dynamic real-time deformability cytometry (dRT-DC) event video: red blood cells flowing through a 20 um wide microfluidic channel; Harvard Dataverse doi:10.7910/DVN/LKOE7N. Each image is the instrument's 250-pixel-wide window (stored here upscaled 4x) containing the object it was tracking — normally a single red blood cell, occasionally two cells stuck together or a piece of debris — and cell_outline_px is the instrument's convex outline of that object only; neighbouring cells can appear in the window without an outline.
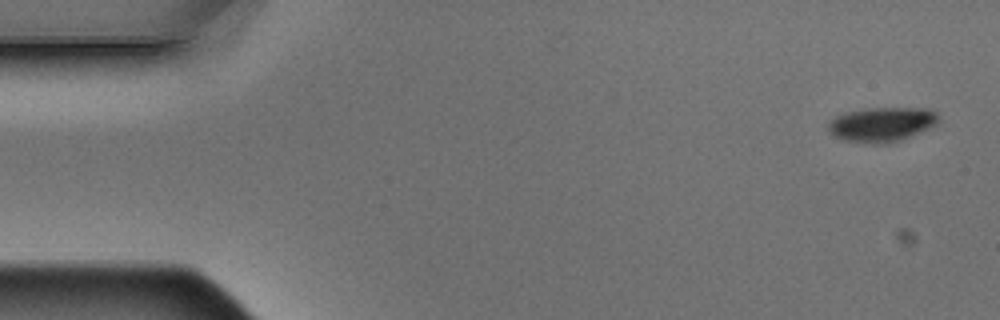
{"species": "Egyptian fruit bat (a non-hibernating species)", "species_latin": "Rousettus aegyptiacus", "temperature_condition": "warm", "stored_images_in_passage": 4, "camera_frame_rate_fps": 3000, "um_per_image_px": 0.085, "animal": {"sex": "male"}, "frame": {"image": 1, "passage_image": 1, "time_ms": 0.0, "image_size_px": [1000, 320], "cell_outline_px": [[940, 120], [936, 124], [920, 132], [900, 140], [888, 144], [864, 144], [844, 140], [832, 136], [828, 132], [828, 124], [836, 116], [848, 112], [872, 108], [928, 108], [936, 112]], "centroid_in_image_um": [74.94, 10.59], "position_along_channel_um": 10.1, "area_um2": 22.31}}
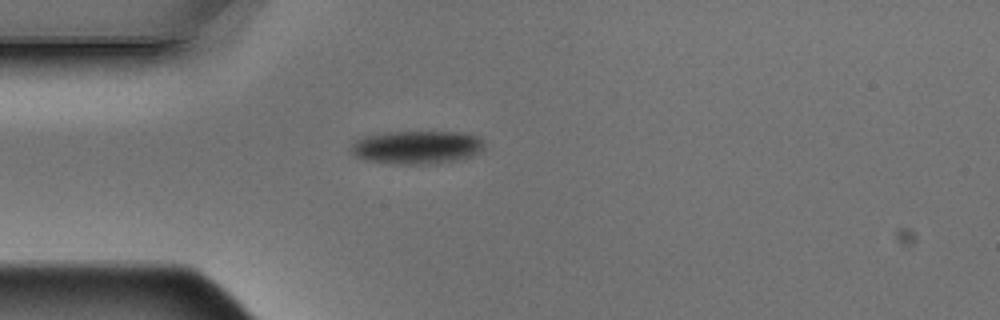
{"frame": {"image": 2, "passage_image": 4, "time_ms": 1.0, "image_size_px": [1000, 320], "cell_outline_px": [[484, 148], [472, 156], [440, 164], [392, 164], [368, 160], [356, 156], [352, 152], [352, 144], [356, 140], [364, 136], [388, 132], [464, 132], [476, 136], [484, 140]], "centroid_in_image_um": [35.47, 12.52], "position_along_channel_um": 49.5, "area_um2": 25.89}}